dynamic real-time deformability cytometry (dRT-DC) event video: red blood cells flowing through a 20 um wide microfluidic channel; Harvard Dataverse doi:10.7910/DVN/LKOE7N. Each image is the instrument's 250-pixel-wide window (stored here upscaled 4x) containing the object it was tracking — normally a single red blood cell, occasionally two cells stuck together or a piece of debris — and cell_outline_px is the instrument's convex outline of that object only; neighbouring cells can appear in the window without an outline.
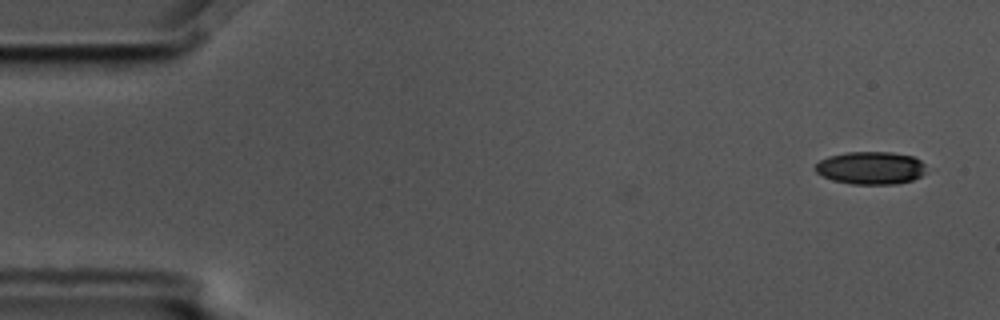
{"species": "common noctule bat (a hibernating species)", "species_latin": "Nyctalus noctula", "temperature_condition": "cold", "stored_images_in_passage": 5, "camera_frame_rate_fps": 3000, "um_per_image_px": 0.085, "animal": {"sex": "male", "body_mass_g": 17.5, "forearm_length_mm": 52.3}, "frame": {"image": 1, "passage_image": 1, "time_ms": 0.0, "image_size_px": [1000, 320], "cell_outline_px": [[936, 168], [912, 180], [896, 184], [852, 184], [832, 180], [816, 172], [816, 164], [820, 160], [828, 156], [848, 152], [892, 152], [912, 156]], "centroid_in_image_um": [74.13, 14.27], "position_along_channel_um": 10.9, "area_um2": 21.62}}